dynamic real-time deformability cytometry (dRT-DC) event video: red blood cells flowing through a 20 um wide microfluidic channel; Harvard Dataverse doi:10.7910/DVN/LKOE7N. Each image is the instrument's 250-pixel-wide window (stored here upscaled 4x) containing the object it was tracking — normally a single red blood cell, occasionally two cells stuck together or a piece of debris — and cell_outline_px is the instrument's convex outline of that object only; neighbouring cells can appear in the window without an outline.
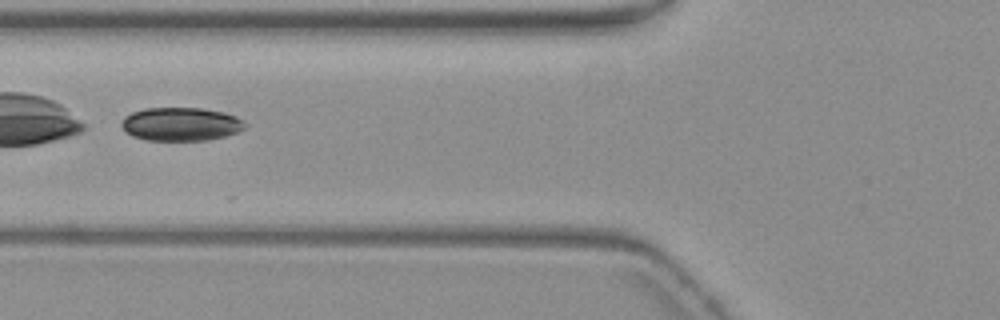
{"species": "common noctule bat (a hibernating species)", "species_latin": "Nyctalus noctula", "temperature_condition": "warm", "stored_images_in_passage": 6, "camera_frame_rate_fps": 3000, "um_per_image_px": 0.085, "animal": {"sex": "female", "body_mass_g": 19.3, "forearm_length_mm": 54.1}, "frame": {"image": 1, "passage_image": 4, "time_ms": 3.667, "image_size_px": [1000, 320], "cell_outline_px": [[248, 124], [244, 128], [236, 132], [224, 136], [208, 140], [144, 140], [132, 136], [120, 124], [124, 116], [132, 112], [144, 108], [200, 108], [224, 112], [236, 116]], "centroid_in_image_um": [15.37, 10.54], "position_along_channel_um": 110.4, "area_um2": 24.04}}
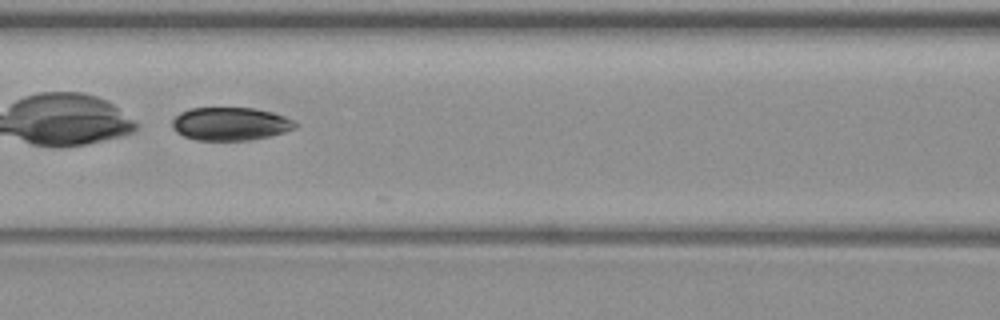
{"frame": {"image": 2, "passage_image": 5, "time_ms": 4.667, "image_size_px": [1000, 320], "cell_outline_px": [[296, 128], [284, 132], [268, 136], [248, 140], [196, 140], [184, 136], [176, 132], [172, 128], [172, 120], [180, 112], [188, 108], [256, 108], [272, 112], [296, 120]], "centroid_in_image_um": [19.57, 10.52], "position_along_channel_um": 147.0, "area_um2": 23.81}}
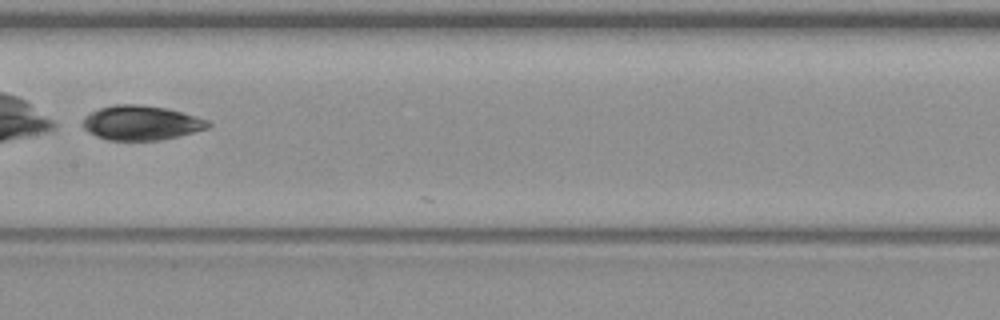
{"frame": {"image": 3, "passage_image": 6, "time_ms": 6.0, "image_size_px": [1000, 320], "cell_outline_px": [[212, 124], [208, 128], [160, 140], [108, 140], [96, 136], [88, 132], [84, 128], [84, 116], [100, 108], [116, 104], [140, 104], [168, 108], [208, 120]], "centroid_in_image_um": [12.0, 10.43], "position_along_channel_um": 195.4, "area_um2": 25.03}}